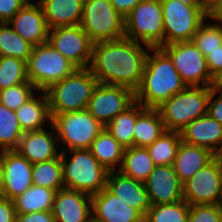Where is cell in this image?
Segmentation results:
<instances>
[{
    "label": "cell",
    "mask_w": 222,
    "mask_h": 222,
    "mask_svg": "<svg viewBox=\"0 0 222 222\" xmlns=\"http://www.w3.org/2000/svg\"><path fill=\"white\" fill-rule=\"evenodd\" d=\"M48 42L77 69L89 67L93 42L80 25L50 29Z\"/></svg>",
    "instance_id": "cell-13"
},
{
    "label": "cell",
    "mask_w": 222,
    "mask_h": 222,
    "mask_svg": "<svg viewBox=\"0 0 222 222\" xmlns=\"http://www.w3.org/2000/svg\"><path fill=\"white\" fill-rule=\"evenodd\" d=\"M98 80L88 68L76 69L71 75L53 83L45 93L51 117L87 108Z\"/></svg>",
    "instance_id": "cell-3"
},
{
    "label": "cell",
    "mask_w": 222,
    "mask_h": 222,
    "mask_svg": "<svg viewBox=\"0 0 222 222\" xmlns=\"http://www.w3.org/2000/svg\"><path fill=\"white\" fill-rule=\"evenodd\" d=\"M182 186L183 200L189 205H222V164L214 158Z\"/></svg>",
    "instance_id": "cell-12"
},
{
    "label": "cell",
    "mask_w": 222,
    "mask_h": 222,
    "mask_svg": "<svg viewBox=\"0 0 222 222\" xmlns=\"http://www.w3.org/2000/svg\"><path fill=\"white\" fill-rule=\"evenodd\" d=\"M135 102V93L122 86L98 83L86 110L104 127Z\"/></svg>",
    "instance_id": "cell-14"
},
{
    "label": "cell",
    "mask_w": 222,
    "mask_h": 222,
    "mask_svg": "<svg viewBox=\"0 0 222 222\" xmlns=\"http://www.w3.org/2000/svg\"><path fill=\"white\" fill-rule=\"evenodd\" d=\"M73 155L66 159L61 151L64 187L94 195L106 187L108 170L91 154L89 149L68 150Z\"/></svg>",
    "instance_id": "cell-4"
},
{
    "label": "cell",
    "mask_w": 222,
    "mask_h": 222,
    "mask_svg": "<svg viewBox=\"0 0 222 222\" xmlns=\"http://www.w3.org/2000/svg\"><path fill=\"white\" fill-rule=\"evenodd\" d=\"M211 87L187 86L157 109L167 131L180 132L191 121L207 114Z\"/></svg>",
    "instance_id": "cell-5"
},
{
    "label": "cell",
    "mask_w": 222,
    "mask_h": 222,
    "mask_svg": "<svg viewBox=\"0 0 222 222\" xmlns=\"http://www.w3.org/2000/svg\"><path fill=\"white\" fill-rule=\"evenodd\" d=\"M222 0H201L203 10L209 14Z\"/></svg>",
    "instance_id": "cell-47"
},
{
    "label": "cell",
    "mask_w": 222,
    "mask_h": 222,
    "mask_svg": "<svg viewBox=\"0 0 222 222\" xmlns=\"http://www.w3.org/2000/svg\"><path fill=\"white\" fill-rule=\"evenodd\" d=\"M38 90L30 83H20L0 91V103L12 111L17 110Z\"/></svg>",
    "instance_id": "cell-38"
},
{
    "label": "cell",
    "mask_w": 222,
    "mask_h": 222,
    "mask_svg": "<svg viewBox=\"0 0 222 222\" xmlns=\"http://www.w3.org/2000/svg\"><path fill=\"white\" fill-rule=\"evenodd\" d=\"M217 93L218 91L211 87L207 113L222 125V92H219V96L214 98Z\"/></svg>",
    "instance_id": "cell-41"
},
{
    "label": "cell",
    "mask_w": 222,
    "mask_h": 222,
    "mask_svg": "<svg viewBox=\"0 0 222 222\" xmlns=\"http://www.w3.org/2000/svg\"><path fill=\"white\" fill-rule=\"evenodd\" d=\"M215 158L222 164V144L218 151L215 153Z\"/></svg>",
    "instance_id": "cell-51"
},
{
    "label": "cell",
    "mask_w": 222,
    "mask_h": 222,
    "mask_svg": "<svg viewBox=\"0 0 222 222\" xmlns=\"http://www.w3.org/2000/svg\"><path fill=\"white\" fill-rule=\"evenodd\" d=\"M150 205L171 204L183 200V186L173 165L155 166L144 181Z\"/></svg>",
    "instance_id": "cell-15"
},
{
    "label": "cell",
    "mask_w": 222,
    "mask_h": 222,
    "mask_svg": "<svg viewBox=\"0 0 222 222\" xmlns=\"http://www.w3.org/2000/svg\"><path fill=\"white\" fill-rule=\"evenodd\" d=\"M155 166L146 147L131 146L125 148L121 167L117 170L126 176L144 182Z\"/></svg>",
    "instance_id": "cell-28"
},
{
    "label": "cell",
    "mask_w": 222,
    "mask_h": 222,
    "mask_svg": "<svg viewBox=\"0 0 222 222\" xmlns=\"http://www.w3.org/2000/svg\"><path fill=\"white\" fill-rule=\"evenodd\" d=\"M180 134L183 142L207 148L213 154L222 144V125L208 113L191 121Z\"/></svg>",
    "instance_id": "cell-22"
},
{
    "label": "cell",
    "mask_w": 222,
    "mask_h": 222,
    "mask_svg": "<svg viewBox=\"0 0 222 222\" xmlns=\"http://www.w3.org/2000/svg\"><path fill=\"white\" fill-rule=\"evenodd\" d=\"M42 94H39V98L34 94L15 110L19 125L23 132L41 130L44 129V124H52L48 98L45 91H42Z\"/></svg>",
    "instance_id": "cell-25"
},
{
    "label": "cell",
    "mask_w": 222,
    "mask_h": 222,
    "mask_svg": "<svg viewBox=\"0 0 222 222\" xmlns=\"http://www.w3.org/2000/svg\"><path fill=\"white\" fill-rule=\"evenodd\" d=\"M26 66L28 81L38 92L45 91L50 85L61 81L77 69L49 42L33 47Z\"/></svg>",
    "instance_id": "cell-7"
},
{
    "label": "cell",
    "mask_w": 222,
    "mask_h": 222,
    "mask_svg": "<svg viewBox=\"0 0 222 222\" xmlns=\"http://www.w3.org/2000/svg\"><path fill=\"white\" fill-rule=\"evenodd\" d=\"M47 128L53 132L48 133L45 129L26 131L20 139L16 151L32 164L58 158L61 154L56 148L58 139L54 126L51 124Z\"/></svg>",
    "instance_id": "cell-20"
},
{
    "label": "cell",
    "mask_w": 222,
    "mask_h": 222,
    "mask_svg": "<svg viewBox=\"0 0 222 222\" xmlns=\"http://www.w3.org/2000/svg\"><path fill=\"white\" fill-rule=\"evenodd\" d=\"M115 10L125 17L142 0H110Z\"/></svg>",
    "instance_id": "cell-45"
},
{
    "label": "cell",
    "mask_w": 222,
    "mask_h": 222,
    "mask_svg": "<svg viewBox=\"0 0 222 222\" xmlns=\"http://www.w3.org/2000/svg\"><path fill=\"white\" fill-rule=\"evenodd\" d=\"M49 29L81 23L84 0H40Z\"/></svg>",
    "instance_id": "cell-23"
},
{
    "label": "cell",
    "mask_w": 222,
    "mask_h": 222,
    "mask_svg": "<svg viewBox=\"0 0 222 222\" xmlns=\"http://www.w3.org/2000/svg\"><path fill=\"white\" fill-rule=\"evenodd\" d=\"M187 222H222V205H190Z\"/></svg>",
    "instance_id": "cell-39"
},
{
    "label": "cell",
    "mask_w": 222,
    "mask_h": 222,
    "mask_svg": "<svg viewBox=\"0 0 222 222\" xmlns=\"http://www.w3.org/2000/svg\"><path fill=\"white\" fill-rule=\"evenodd\" d=\"M145 109L143 105L134 102L124 112L113 118L105 128L124 147L133 146L134 127L138 115Z\"/></svg>",
    "instance_id": "cell-30"
},
{
    "label": "cell",
    "mask_w": 222,
    "mask_h": 222,
    "mask_svg": "<svg viewBox=\"0 0 222 222\" xmlns=\"http://www.w3.org/2000/svg\"><path fill=\"white\" fill-rule=\"evenodd\" d=\"M55 193L53 189L32 185L13 199L16 214L52 211Z\"/></svg>",
    "instance_id": "cell-29"
},
{
    "label": "cell",
    "mask_w": 222,
    "mask_h": 222,
    "mask_svg": "<svg viewBox=\"0 0 222 222\" xmlns=\"http://www.w3.org/2000/svg\"><path fill=\"white\" fill-rule=\"evenodd\" d=\"M195 46L206 56L209 52L222 45V26L216 23H206L205 20L199 25L192 38Z\"/></svg>",
    "instance_id": "cell-37"
},
{
    "label": "cell",
    "mask_w": 222,
    "mask_h": 222,
    "mask_svg": "<svg viewBox=\"0 0 222 222\" xmlns=\"http://www.w3.org/2000/svg\"><path fill=\"white\" fill-rule=\"evenodd\" d=\"M52 125L58 141L65 144L67 150L89 149L105 128L86 109L55 115Z\"/></svg>",
    "instance_id": "cell-9"
},
{
    "label": "cell",
    "mask_w": 222,
    "mask_h": 222,
    "mask_svg": "<svg viewBox=\"0 0 222 222\" xmlns=\"http://www.w3.org/2000/svg\"><path fill=\"white\" fill-rule=\"evenodd\" d=\"M92 197L68 188L56 191L52 206L54 222H92Z\"/></svg>",
    "instance_id": "cell-16"
},
{
    "label": "cell",
    "mask_w": 222,
    "mask_h": 222,
    "mask_svg": "<svg viewBox=\"0 0 222 222\" xmlns=\"http://www.w3.org/2000/svg\"><path fill=\"white\" fill-rule=\"evenodd\" d=\"M166 131L158 109L145 108L137 117L133 146L148 147Z\"/></svg>",
    "instance_id": "cell-26"
},
{
    "label": "cell",
    "mask_w": 222,
    "mask_h": 222,
    "mask_svg": "<svg viewBox=\"0 0 222 222\" xmlns=\"http://www.w3.org/2000/svg\"><path fill=\"white\" fill-rule=\"evenodd\" d=\"M106 188L127 206L136 208L144 217L150 202L144 182L126 176L119 170L108 172Z\"/></svg>",
    "instance_id": "cell-21"
},
{
    "label": "cell",
    "mask_w": 222,
    "mask_h": 222,
    "mask_svg": "<svg viewBox=\"0 0 222 222\" xmlns=\"http://www.w3.org/2000/svg\"><path fill=\"white\" fill-rule=\"evenodd\" d=\"M16 216L13 200L0 197V222H15Z\"/></svg>",
    "instance_id": "cell-43"
},
{
    "label": "cell",
    "mask_w": 222,
    "mask_h": 222,
    "mask_svg": "<svg viewBox=\"0 0 222 222\" xmlns=\"http://www.w3.org/2000/svg\"><path fill=\"white\" fill-rule=\"evenodd\" d=\"M30 0L8 22L13 30L34 47L48 42L49 27L43 9Z\"/></svg>",
    "instance_id": "cell-17"
},
{
    "label": "cell",
    "mask_w": 222,
    "mask_h": 222,
    "mask_svg": "<svg viewBox=\"0 0 222 222\" xmlns=\"http://www.w3.org/2000/svg\"><path fill=\"white\" fill-rule=\"evenodd\" d=\"M179 1L191 6H202L201 0H179Z\"/></svg>",
    "instance_id": "cell-50"
},
{
    "label": "cell",
    "mask_w": 222,
    "mask_h": 222,
    "mask_svg": "<svg viewBox=\"0 0 222 222\" xmlns=\"http://www.w3.org/2000/svg\"><path fill=\"white\" fill-rule=\"evenodd\" d=\"M33 47L16 33L8 22L0 23V56H11L27 62Z\"/></svg>",
    "instance_id": "cell-32"
},
{
    "label": "cell",
    "mask_w": 222,
    "mask_h": 222,
    "mask_svg": "<svg viewBox=\"0 0 222 222\" xmlns=\"http://www.w3.org/2000/svg\"><path fill=\"white\" fill-rule=\"evenodd\" d=\"M28 0H0V23L9 22Z\"/></svg>",
    "instance_id": "cell-40"
},
{
    "label": "cell",
    "mask_w": 222,
    "mask_h": 222,
    "mask_svg": "<svg viewBox=\"0 0 222 222\" xmlns=\"http://www.w3.org/2000/svg\"><path fill=\"white\" fill-rule=\"evenodd\" d=\"M160 48L172 60L186 86L213 87L214 78L208 70L206 58L192 40L174 42Z\"/></svg>",
    "instance_id": "cell-11"
},
{
    "label": "cell",
    "mask_w": 222,
    "mask_h": 222,
    "mask_svg": "<svg viewBox=\"0 0 222 222\" xmlns=\"http://www.w3.org/2000/svg\"><path fill=\"white\" fill-rule=\"evenodd\" d=\"M153 53L152 56L150 53ZM146 57L141 83L135 101L145 108L157 109L174 94L187 86L172 60L161 48H150Z\"/></svg>",
    "instance_id": "cell-2"
},
{
    "label": "cell",
    "mask_w": 222,
    "mask_h": 222,
    "mask_svg": "<svg viewBox=\"0 0 222 222\" xmlns=\"http://www.w3.org/2000/svg\"><path fill=\"white\" fill-rule=\"evenodd\" d=\"M213 88L218 92H222V72L214 78Z\"/></svg>",
    "instance_id": "cell-49"
},
{
    "label": "cell",
    "mask_w": 222,
    "mask_h": 222,
    "mask_svg": "<svg viewBox=\"0 0 222 222\" xmlns=\"http://www.w3.org/2000/svg\"><path fill=\"white\" fill-rule=\"evenodd\" d=\"M25 82H29L26 61L0 56V91Z\"/></svg>",
    "instance_id": "cell-36"
},
{
    "label": "cell",
    "mask_w": 222,
    "mask_h": 222,
    "mask_svg": "<svg viewBox=\"0 0 222 222\" xmlns=\"http://www.w3.org/2000/svg\"><path fill=\"white\" fill-rule=\"evenodd\" d=\"M215 158L207 148L190 145L181 140L173 167L179 180L183 183L191 178L199 169L205 167Z\"/></svg>",
    "instance_id": "cell-24"
},
{
    "label": "cell",
    "mask_w": 222,
    "mask_h": 222,
    "mask_svg": "<svg viewBox=\"0 0 222 222\" xmlns=\"http://www.w3.org/2000/svg\"><path fill=\"white\" fill-rule=\"evenodd\" d=\"M89 150L91 154L108 171L121 167L125 148L104 128L92 142Z\"/></svg>",
    "instance_id": "cell-27"
},
{
    "label": "cell",
    "mask_w": 222,
    "mask_h": 222,
    "mask_svg": "<svg viewBox=\"0 0 222 222\" xmlns=\"http://www.w3.org/2000/svg\"><path fill=\"white\" fill-rule=\"evenodd\" d=\"M32 182L55 191L64 188L61 154L58 158L33 164Z\"/></svg>",
    "instance_id": "cell-31"
},
{
    "label": "cell",
    "mask_w": 222,
    "mask_h": 222,
    "mask_svg": "<svg viewBox=\"0 0 222 222\" xmlns=\"http://www.w3.org/2000/svg\"><path fill=\"white\" fill-rule=\"evenodd\" d=\"M207 67L213 78L222 72V45L209 52L206 56Z\"/></svg>",
    "instance_id": "cell-42"
},
{
    "label": "cell",
    "mask_w": 222,
    "mask_h": 222,
    "mask_svg": "<svg viewBox=\"0 0 222 222\" xmlns=\"http://www.w3.org/2000/svg\"><path fill=\"white\" fill-rule=\"evenodd\" d=\"M23 133L15 111L0 103V150H16Z\"/></svg>",
    "instance_id": "cell-34"
},
{
    "label": "cell",
    "mask_w": 222,
    "mask_h": 222,
    "mask_svg": "<svg viewBox=\"0 0 222 222\" xmlns=\"http://www.w3.org/2000/svg\"><path fill=\"white\" fill-rule=\"evenodd\" d=\"M15 222H54L52 211H40L17 215Z\"/></svg>",
    "instance_id": "cell-44"
},
{
    "label": "cell",
    "mask_w": 222,
    "mask_h": 222,
    "mask_svg": "<svg viewBox=\"0 0 222 222\" xmlns=\"http://www.w3.org/2000/svg\"><path fill=\"white\" fill-rule=\"evenodd\" d=\"M150 48L126 37L95 42L88 69L99 83L122 86L135 92L141 83Z\"/></svg>",
    "instance_id": "cell-1"
},
{
    "label": "cell",
    "mask_w": 222,
    "mask_h": 222,
    "mask_svg": "<svg viewBox=\"0 0 222 222\" xmlns=\"http://www.w3.org/2000/svg\"><path fill=\"white\" fill-rule=\"evenodd\" d=\"M80 26L93 43L117 40L125 35L124 17L110 0H84Z\"/></svg>",
    "instance_id": "cell-8"
},
{
    "label": "cell",
    "mask_w": 222,
    "mask_h": 222,
    "mask_svg": "<svg viewBox=\"0 0 222 222\" xmlns=\"http://www.w3.org/2000/svg\"><path fill=\"white\" fill-rule=\"evenodd\" d=\"M4 194V166L2 163V151H0V197Z\"/></svg>",
    "instance_id": "cell-48"
},
{
    "label": "cell",
    "mask_w": 222,
    "mask_h": 222,
    "mask_svg": "<svg viewBox=\"0 0 222 222\" xmlns=\"http://www.w3.org/2000/svg\"><path fill=\"white\" fill-rule=\"evenodd\" d=\"M124 37L151 48L164 45L163 8L160 0H142L125 17Z\"/></svg>",
    "instance_id": "cell-6"
},
{
    "label": "cell",
    "mask_w": 222,
    "mask_h": 222,
    "mask_svg": "<svg viewBox=\"0 0 222 222\" xmlns=\"http://www.w3.org/2000/svg\"><path fill=\"white\" fill-rule=\"evenodd\" d=\"M190 205L180 200L171 204L151 205L144 222H187Z\"/></svg>",
    "instance_id": "cell-35"
},
{
    "label": "cell",
    "mask_w": 222,
    "mask_h": 222,
    "mask_svg": "<svg viewBox=\"0 0 222 222\" xmlns=\"http://www.w3.org/2000/svg\"><path fill=\"white\" fill-rule=\"evenodd\" d=\"M208 17L210 19H214L216 24L222 26V2L216 6L209 14Z\"/></svg>",
    "instance_id": "cell-46"
},
{
    "label": "cell",
    "mask_w": 222,
    "mask_h": 222,
    "mask_svg": "<svg viewBox=\"0 0 222 222\" xmlns=\"http://www.w3.org/2000/svg\"><path fill=\"white\" fill-rule=\"evenodd\" d=\"M92 197L93 222H144V216L127 206L106 187Z\"/></svg>",
    "instance_id": "cell-18"
},
{
    "label": "cell",
    "mask_w": 222,
    "mask_h": 222,
    "mask_svg": "<svg viewBox=\"0 0 222 222\" xmlns=\"http://www.w3.org/2000/svg\"><path fill=\"white\" fill-rule=\"evenodd\" d=\"M180 142V132L166 130L156 141L146 148L156 166L173 165Z\"/></svg>",
    "instance_id": "cell-33"
},
{
    "label": "cell",
    "mask_w": 222,
    "mask_h": 222,
    "mask_svg": "<svg viewBox=\"0 0 222 222\" xmlns=\"http://www.w3.org/2000/svg\"><path fill=\"white\" fill-rule=\"evenodd\" d=\"M163 8L164 45L190 41L208 14L202 6H191L179 0H160Z\"/></svg>",
    "instance_id": "cell-10"
},
{
    "label": "cell",
    "mask_w": 222,
    "mask_h": 222,
    "mask_svg": "<svg viewBox=\"0 0 222 222\" xmlns=\"http://www.w3.org/2000/svg\"><path fill=\"white\" fill-rule=\"evenodd\" d=\"M2 163L4 166L3 197L13 200L33 185V164L16 150L2 151Z\"/></svg>",
    "instance_id": "cell-19"
}]
</instances>
